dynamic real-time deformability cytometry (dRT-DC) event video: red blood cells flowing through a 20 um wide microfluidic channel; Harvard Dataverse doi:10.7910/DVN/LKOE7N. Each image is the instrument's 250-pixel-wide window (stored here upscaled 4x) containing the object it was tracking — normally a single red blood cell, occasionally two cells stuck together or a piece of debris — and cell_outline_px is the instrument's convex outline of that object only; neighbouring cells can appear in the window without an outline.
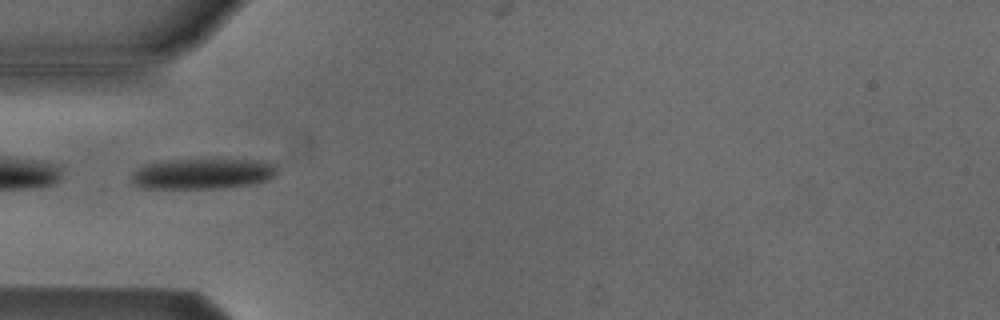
{"species": "Egyptian fruit bat (a non-hibernating species)", "species_latin": "Rousettus aegyptiacus", "temperature_condition": "cold", "stored_images_in_passage": 52, "camera_frame_rate_fps": 3000, "um_per_image_px": 0.085, "animal": {"sex": "male"}, "frame": {"image": 1, "passage_image": 15, "time_ms": 4.667, "image_size_px": [1000, 320], "cell_outline_px": [[276, 176], [268, 180], [248, 184], [216, 188], [144, 188], [136, 184], [132, 180], [132, 172], [148, 164], [172, 160], [256, 160], [276, 164]], "centroid_in_image_um": [17.26, 14.77], "position_along_channel_um": 67.7, "area_um2": 25.37}}
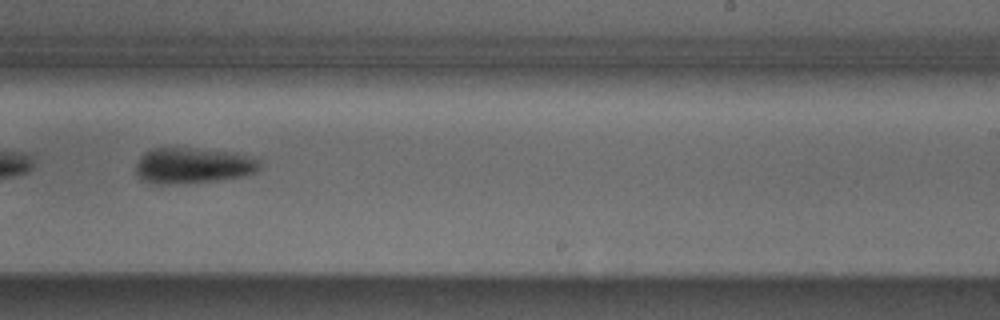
{"frame": {"image": 2, "passage_image": 31, "time_ms": 10.0, "image_size_px": [1000, 320], "cell_outline_px": [[260, 168], [256, 172], [244, 176], [212, 180], [156, 184], [144, 180], [136, 172], [136, 164], [140, 156], [144, 152], [152, 148], [184, 148], [236, 152], [252, 156], [260, 160]], "centroid_in_image_um": [16.43, 14.04], "position_along_channel_um": 272.6, "area_um2": 25.49}}
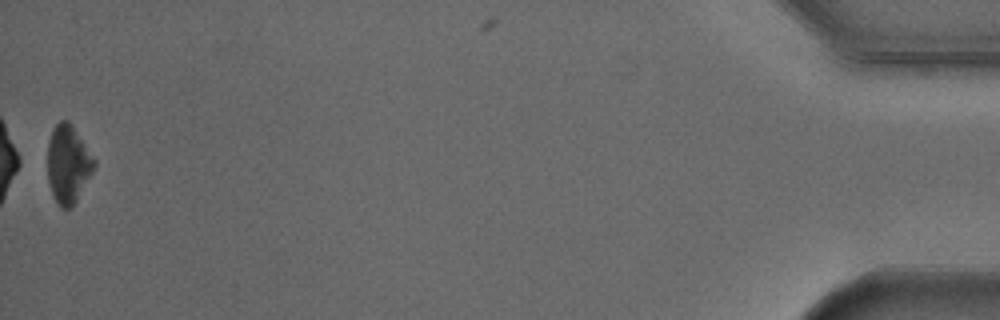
{"frame": {"image": 3, "passage_image": 51, "time_ms": 16.667, "image_size_px": [1000, 320], "cell_outline_px": [[96, 164], [92, 172], [76, 200], [68, 208], [60, 208], [52, 192], [48, 180], [48, 140], [52, 128], [60, 120], [68, 120], [96, 160]], "centroid_in_image_um": [5.77, 13.91], "position_along_channel_um": 429.4, "area_um2": 20.81}, "authors_computed_cell_mechanics": {"area_um2": 26.0678, "velocity_mm_per_s": 3.8487, "shape_relaxation_time_tau1_ms": 2.2514, "shape_relaxation_time_tau2_ms": null, "deformation_change_tau1": 0.1019, "deformation_change_tau2": null}}